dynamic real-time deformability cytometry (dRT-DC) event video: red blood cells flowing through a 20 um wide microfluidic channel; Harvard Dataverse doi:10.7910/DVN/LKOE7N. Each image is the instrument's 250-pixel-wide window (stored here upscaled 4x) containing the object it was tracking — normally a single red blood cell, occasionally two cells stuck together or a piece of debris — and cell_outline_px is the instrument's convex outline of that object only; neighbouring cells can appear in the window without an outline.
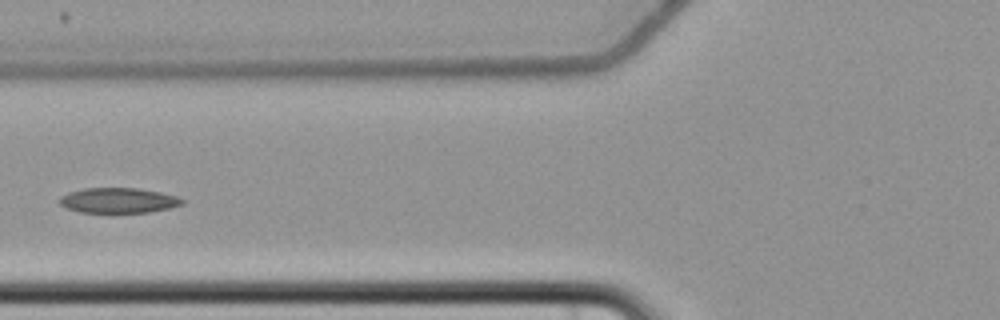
{"species": "common noctule bat (a hibernating species)", "species_latin": "Nyctalus noctula", "temperature_condition": "cold", "stored_images_in_passage": 7, "camera_frame_rate_fps": 3000, "um_per_image_px": 0.085, "animal": {"sex": "female", "body_mass_g": 22.7, "forearm_length_mm": 54.2}, "frame": {"image": 1, "passage_image": 5, "time_ms": 6.0, "image_size_px": [1000, 320], "cell_outline_px": [[184, 204], [168, 208], [148, 212], [112, 216], [80, 212], [64, 208], [56, 200], [60, 196], [68, 192], [84, 188], [136, 188], [160, 192], [176, 196], [184, 200]], "centroid_in_image_um": [9.98, 17.09], "position_along_channel_um": 115.8, "area_um2": 19.02}}
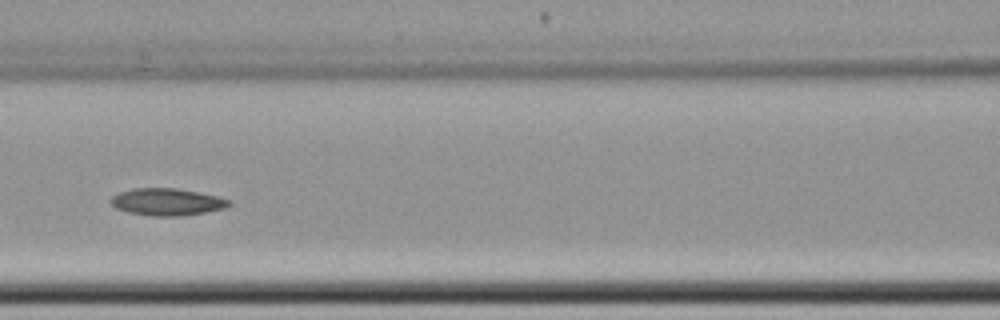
{"frame": {"image": 2, "passage_image": 6, "time_ms": 7.0, "image_size_px": [1000, 320], "cell_outline_px": [[232, 204], [224, 208], [204, 212], [180, 216], [152, 216], [128, 212], [116, 208], [112, 204], [112, 196], [120, 192], [136, 188], [176, 188], [216, 196], [232, 200]], "centroid_in_image_um": [14.21, 17.16], "position_along_channel_um": 152.4, "area_um2": 18.44}}
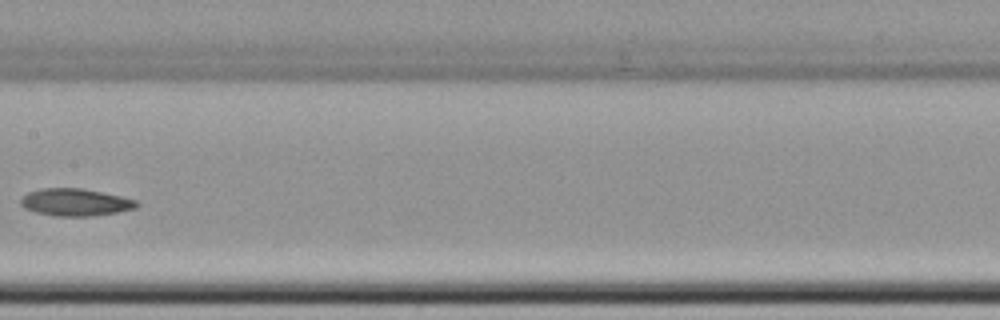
{"frame": {"image": 3, "passage_image": 7, "time_ms": 8.333, "image_size_px": [1000, 320], "cell_outline_px": [[140, 204], [136, 208], [116, 212], [92, 216], [52, 216], [36, 212], [24, 208], [20, 204], [20, 200], [28, 192], [40, 188], [80, 188], [120, 196], [136, 200]], "centroid_in_image_um": [6.38, 17.19], "position_along_channel_um": 201.0, "area_um2": 18.38}}